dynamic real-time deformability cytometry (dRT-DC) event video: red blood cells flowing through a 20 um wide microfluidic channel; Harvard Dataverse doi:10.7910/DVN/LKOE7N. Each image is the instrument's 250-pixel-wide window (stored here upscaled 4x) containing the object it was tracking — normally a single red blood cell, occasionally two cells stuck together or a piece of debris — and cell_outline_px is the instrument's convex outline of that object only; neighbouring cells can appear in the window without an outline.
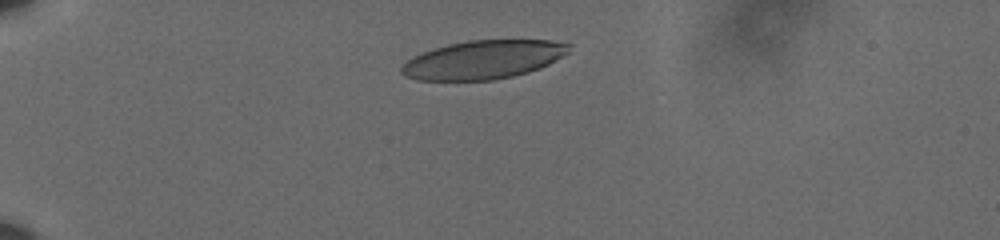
{"species": "human", "species_latin": "Homo sapiens", "temperature_condition": "cold", "stored_images_in_passage": 37, "camera_frame_rate_fps": 3000, "um_per_image_px": 0.085, "donor": {"sex": "male"}, "frame": {"image": 1, "passage_image": 1, "time_ms": 0.0, "image_size_px": [1000, 240], "cell_outline_px": [[572, 44], [568, 52], [548, 64], [540, 68], [528, 72], [512, 76], [492, 80], [416, 80], [404, 76], [400, 72], [400, 68], [408, 60], [420, 52], [448, 44], [468, 40], [552, 40]], "centroid_in_image_um": [41.06, 5.07], "position_along_channel_um": 43.9, "area_um2": 37.63}}
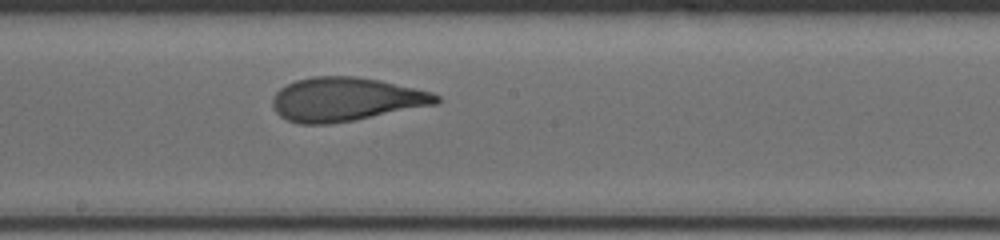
{"frame": {"image": 2, "passage_image": 20, "time_ms": 6.333, "image_size_px": [1000, 240], "cell_outline_px": [[440, 100], [436, 104], [352, 120], [328, 124], [300, 124], [288, 120], [280, 116], [272, 108], [272, 96], [280, 88], [296, 80], [312, 76], [356, 76], [380, 80], [432, 92], [440, 96]], "centroid_in_image_um": [29.35, 8.43], "position_along_channel_um": 218.9, "area_um2": 41.56}}
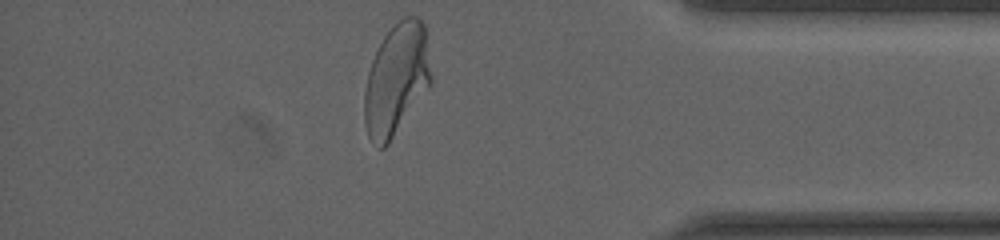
{"frame": {"image": 3, "passage_image": 37, "time_ms": 12.0, "image_size_px": [1000, 240], "cell_outline_px": [[432, 84], [388, 144], [384, 148], [380, 148], [368, 136], [364, 124], [364, 92], [368, 72], [372, 60], [384, 36], [404, 16], [416, 16], [424, 24], [432, 76]], "centroid_in_image_um": [33.7, 6.77], "position_along_channel_um": 401.5, "area_um2": 43.18}, "authors_computed_cell_mechanics": {"area_um2": 41.616, "velocity_mm_per_s": 3.5959, "shape_relaxation_time_tau1_ms": 7.5058, "shape_relaxation_time_tau2_ms": 0.9987, "deformation_change_tau1": 0.2441, "deformation_change_tau2": 0.0884}}